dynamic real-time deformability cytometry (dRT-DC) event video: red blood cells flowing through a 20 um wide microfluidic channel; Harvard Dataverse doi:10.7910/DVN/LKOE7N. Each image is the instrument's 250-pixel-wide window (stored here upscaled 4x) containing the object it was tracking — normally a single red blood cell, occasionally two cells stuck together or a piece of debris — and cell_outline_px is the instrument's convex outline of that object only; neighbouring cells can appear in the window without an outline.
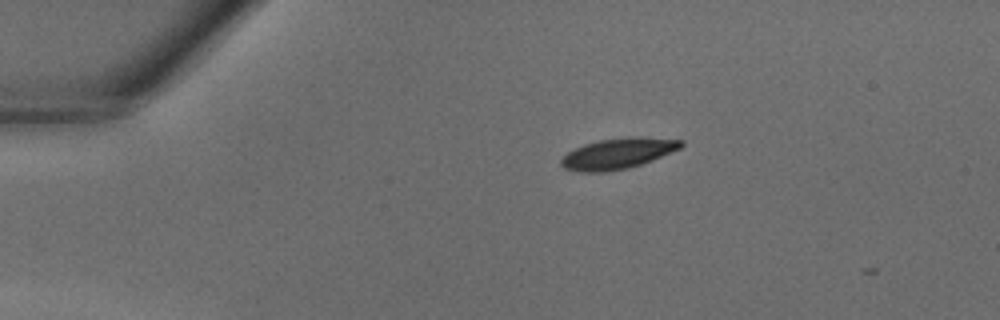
{"species": "common noctule bat (a hibernating species)", "species_latin": "Nyctalus noctula", "temperature_condition": "warm", "stored_images_in_passage": 2, "camera_frame_rate_fps": 3000, "um_per_image_px": 0.085, "animal": {"sex": "male", "body_mass_g": 18.8}, "frame": {"image": 1, "passage_image": 1, "time_ms": 0.0, "image_size_px": [1000, 320], "cell_outline_px": [[684, 144], [680, 148], [652, 160], [628, 168], [604, 172], [584, 172], [564, 168], [560, 164], [560, 160], [568, 152], [584, 144], [600, 140], [628, 136], [636, 136], [684, 140]], "centroid_in_image_um": [52.53, 13.04], "position_along_channel_um": 32.5, "area_um2": 21.33}}